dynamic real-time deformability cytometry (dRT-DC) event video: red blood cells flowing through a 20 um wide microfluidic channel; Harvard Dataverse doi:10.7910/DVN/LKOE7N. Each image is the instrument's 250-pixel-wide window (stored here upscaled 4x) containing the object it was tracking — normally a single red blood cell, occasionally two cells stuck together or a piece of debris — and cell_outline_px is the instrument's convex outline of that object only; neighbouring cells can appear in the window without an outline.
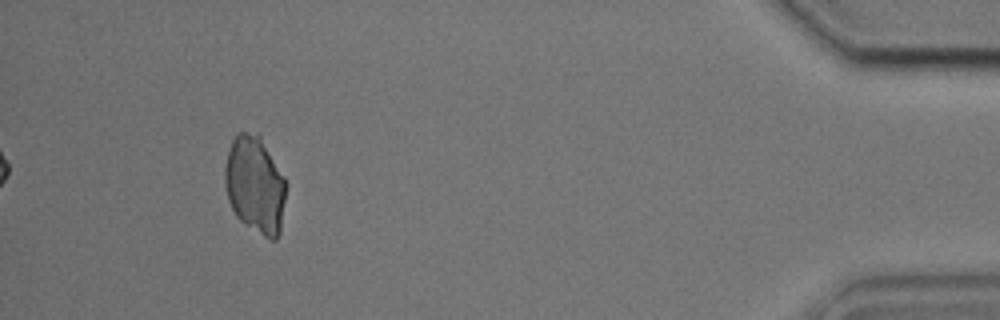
{"species": "common noctule bat (a hibernating species)", "species_latin": "Nyctalus noctula", "temperature_condition": "cold", "stored_images_in_passage": 43, "camera_frame_rate_fps": 3000, "um_per_image_px": 0.085, "animal": {"sex": "male", "body_mass_g": 17.9, "forearm_length_mm": 54.2}, "frame": {"image": 1, "passage_image": 39, "time_ms": 12.667, "image_size_px": [1000, 320], "cell_outline_px": [[284, 200], [280, 232], [276, 240], [272, 240], [264, 236], [240, 220], [236, 216], [228, 200], [224, 184], [224, 168], [228, 152], [232, 140], [236, 132], [244, 132], [260, 136], [284, 176]], "centroid_in_image_um": [21.65, 15.7], "position_along_channel_um": 413.6, "area_um2": 34.22}}